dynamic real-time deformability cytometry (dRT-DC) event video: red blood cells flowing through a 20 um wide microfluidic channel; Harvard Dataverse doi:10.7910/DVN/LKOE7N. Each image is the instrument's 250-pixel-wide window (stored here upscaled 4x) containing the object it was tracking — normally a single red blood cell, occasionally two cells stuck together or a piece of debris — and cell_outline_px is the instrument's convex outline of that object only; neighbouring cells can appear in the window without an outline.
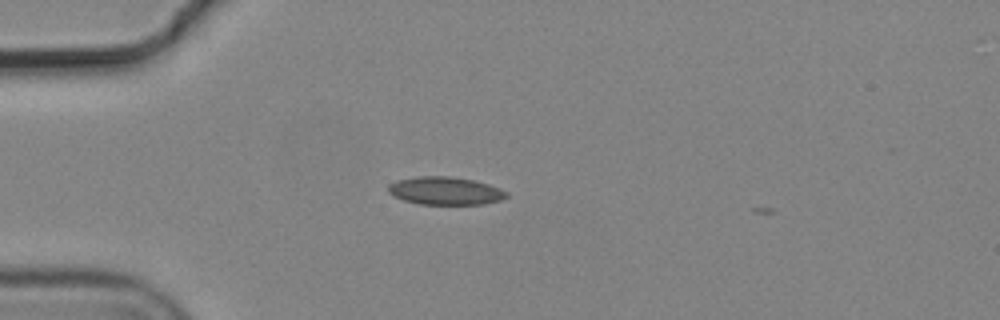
{"species": "common noctule bat (a hibernating species)", "species_latin": "Nyctalus noctula", "temperature_condition": "cold", "stored_images_in_passage": 3, "camera_frame_rate_fps": 3000, "um_per_image_px": 0.085, "animal": {"sex": "male", "body_mass_g": 19.2, "forearm_length_mm": 51.8}, "frame": {"image": 1, "passage_image": 1, "time_ms": 0.0, "image_size_px": [1000, 320], "cell_outline_px": [[508, 196], [500, 200], [484, 204], [420, 204], [404, 200], [392, 196], [388, 192], [388, 184], [396, 180], [416, 176], [452, 176], [472, 180], [488, 184], [500, 188], [508, 192]], "centroid_in_image_um": [37.82, 16.21], "position_along_channel_um": 47.2, "area_um2": 19.36}}
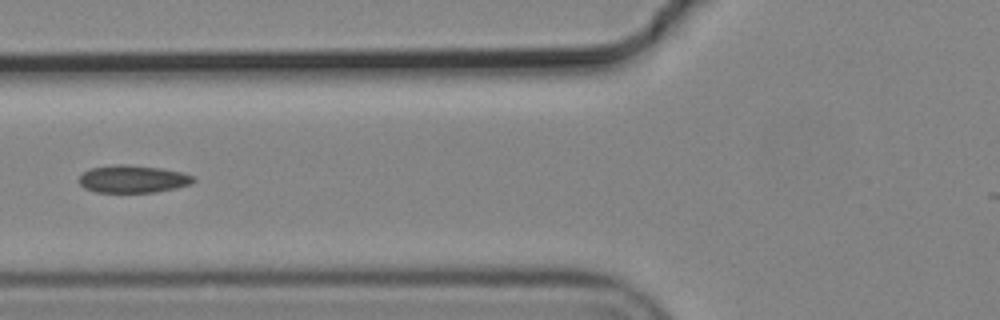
{"frame": {"image": 2, "passage_image": 3, "time_ms": 0.667, "image_size_px": [1000, 320], "cell_outline_px": [[196, 180], [192, 184], [176, 188], [156, 192], [96, 192], [84, 188], [76, 180], [84, 172], [92, 168], [116, 164], [128, 164], [160, 168], [184, 172], [192, 176]], "centroid_in_image_um": [11.3, 15.21], "position_along_channel_um": 114.5, "area_um2": 18.5}}